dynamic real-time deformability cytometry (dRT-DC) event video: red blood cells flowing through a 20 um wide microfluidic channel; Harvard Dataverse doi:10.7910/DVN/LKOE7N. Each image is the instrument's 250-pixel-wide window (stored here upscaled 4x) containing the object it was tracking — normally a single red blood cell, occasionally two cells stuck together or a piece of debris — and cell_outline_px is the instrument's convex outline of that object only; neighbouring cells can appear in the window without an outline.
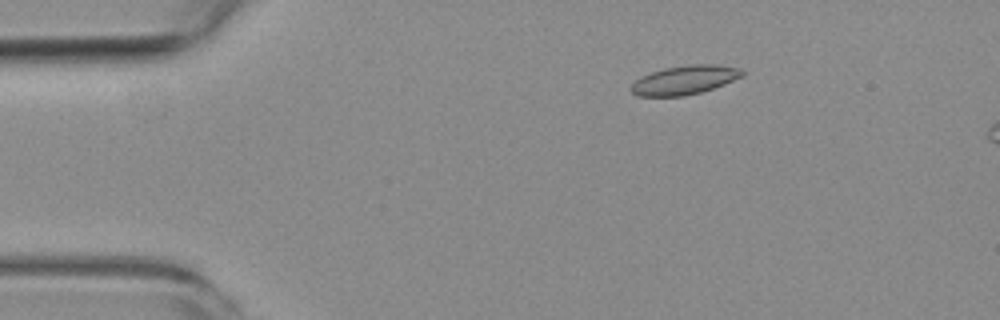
{"species": "common noctule bat (a hibernating species)", "species_latin": "Nyctalus noctula", "temperature_condition": "room temperature", "stored_images_in_passage": 5, "camera_frame_rate_fps": 3000, "um_per_image_px": 0.085, "animal": {"sex": "female", "body_mass_g": 19.3, "forearm_length_mm": 54.1}, "frame": {"image": 1, "passage_image": 3, "time_ms": 2.333, "image_size_px": [1000, 320], "cell_outline_px": [[744, 76], [724, 84], [700, 92], [684, 96], [636, 96], [632, 92], [632, 84], [640, 76], [664, 68], [692, 64], [716, 64], [740, 68], [744, 72]], "centroid_in_image_um": [58.21, 6.79], "position_along_channel_um": 26.8, "area_um2": 18.67}}